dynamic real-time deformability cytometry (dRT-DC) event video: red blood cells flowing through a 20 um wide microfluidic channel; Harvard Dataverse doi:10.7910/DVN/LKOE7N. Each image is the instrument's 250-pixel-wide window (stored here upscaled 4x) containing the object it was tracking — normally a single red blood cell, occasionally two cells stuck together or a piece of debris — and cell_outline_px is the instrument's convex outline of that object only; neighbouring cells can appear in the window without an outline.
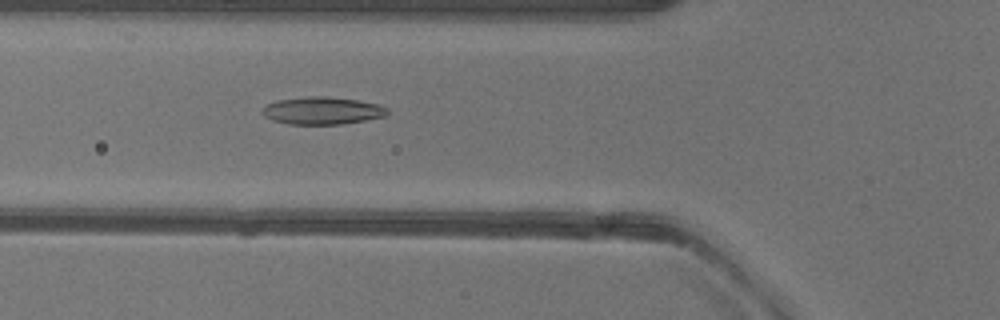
{"species": "common noctule bat (a hibernating species)", "species_latin": "Nyctalus noctula", "temperature_condition": "warm", "stored_images_in_passage": 51, "camera_frame_rate_fps": 3000, "um_per_image_px": 0.085, "animal": {"sex": "female"}, "frame": {"image": 1, "passage_image": 18, "time_ms": 5.667, "image_size_px": [1000, 320], "cell_outline_px": [[388, 112], [384, 116], [368, 120], [340, 124], [288, 124], [272, 120], [264, 116], [260, 112], [260, 108], [264, 104], [276, 100], [304, 96], [328, 96], [360, 100], [376, 104], [388, 108]], "centroid_in_image_um": [27.32, 9.39], "position_along_channel_um": 98.5, "area_um2": 20.4}}
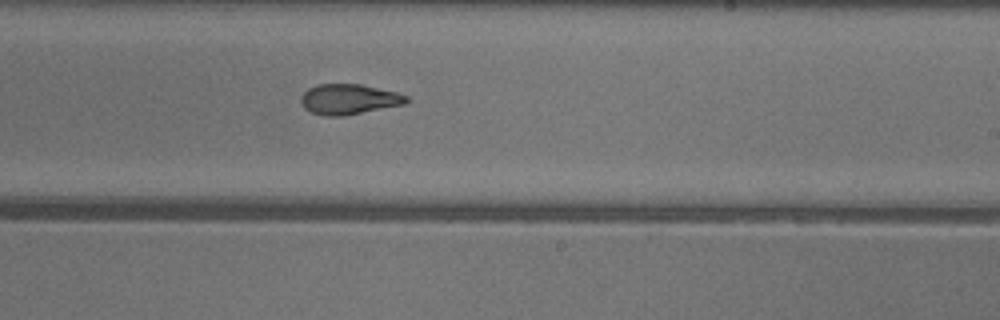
{"frame": {"image": 2, "passage_image": 30, "time_ms": 9.667, "image_size_px": [1000, 320], "cell_outline_px": [[408, 100], [404, 104], [344, 116], [324, 116], [312, 112], [304, 108], [300, 100], [300, 96], [308, 88], [316, 84], [360, 84], [396, 92], [408, 96]], "centroid_in_image_um": [29.62, 8.43], "position_along_channel_um": 259.4, "area_um2": 18.61}}
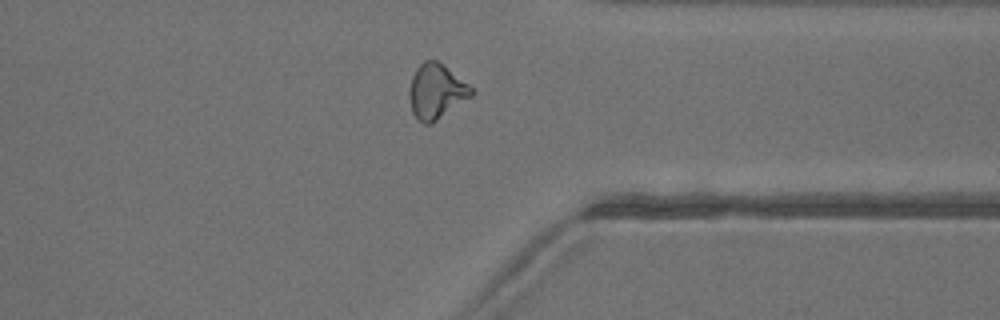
{"frame": {"image": 3, "passage_image": 39, "time_ms": 12.667, "image_size_px": [1000, 320], "cell_outline_px": [[476, 92], [472, 96], [436, 120], [428, 124], [424, 124], [412, 112], [408, 96], [408, 92], [412, 76], [416, 68], [424, 60], [436, 60], [468, 84]], "centroid_in_image_um": [37.06, 7.76], "position_along_channel_um": 374.3, "area_um2": 19.54}, "authors_computed_cell_mechanics": {"area_um2": 19.7676, "velocity_mm_per_s": 4.0189, "shape_relaxation_time_tau1_ms": 5.8239, "shape_relaxation_time_tau2_ms": 2.7573, "deformation_change_tau1": 0.2004, "deformation_change_tau2": 0.1042}}